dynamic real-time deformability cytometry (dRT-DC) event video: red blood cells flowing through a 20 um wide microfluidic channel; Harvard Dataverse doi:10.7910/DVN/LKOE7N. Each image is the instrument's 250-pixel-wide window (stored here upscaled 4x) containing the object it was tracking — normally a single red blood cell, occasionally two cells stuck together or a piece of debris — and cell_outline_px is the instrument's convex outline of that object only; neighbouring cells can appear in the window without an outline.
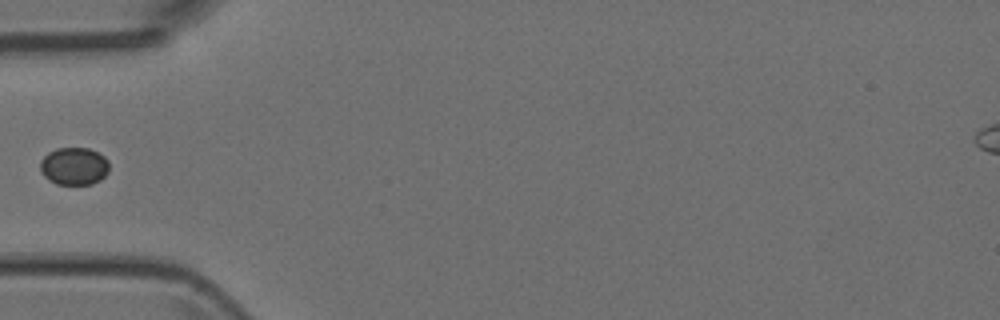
{"species": "Egyptian fruit bat (a non-hibernating species)", "species_latin": "Rousettus aegyptiacus", "temperature_condition": "room temperature", "stored_images_in_passage": 35, "camera_frame_rate_fps": 3000, "um_per_image_px": 0.085, "animal": {"sex": "female"}, "frame": {"image": 1, "passage_image": 1, "time_ms": 0.0, "image_size_px": [1000, 320], "cell_outline_px": [[108, 172], [100, 180], [92, 184], [56, 184], [48, 180], [40, 172], [40, 160], [48, 152], [56, 148], [88, 148], [104, 156], [108, 160]], "centroid_in_image_um": [6.27, 14.12], "position_along_channel_um": 78.7, "area_um2": 15.2}}
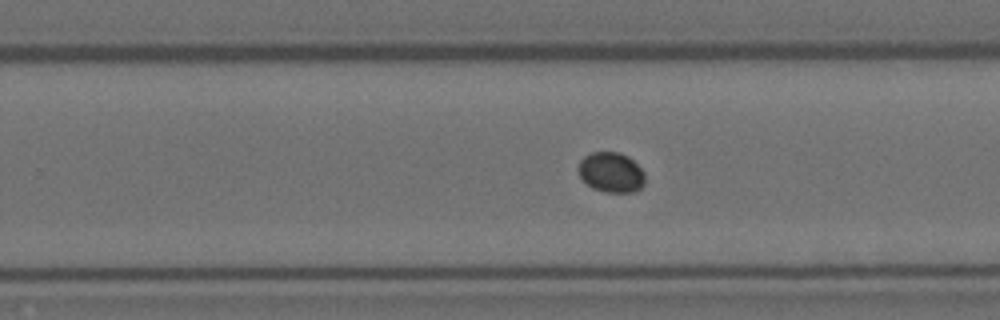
{"frame": {"image": 2, "passage_image": 16, "time_ms": 5.0, "image_size_px": [1000, 320], "cell_outline_px": [[644, 184], [636, 192], [604, 192], [592, 188], [580, 176], [580, 160], [584, 156], [592, 152], [620, 152], [628, 156], [644, 172]], "centroid_in_image_um": [51.97, 14.65], "position_along_channel_um": 277.8, "area_um2": 15.43}}
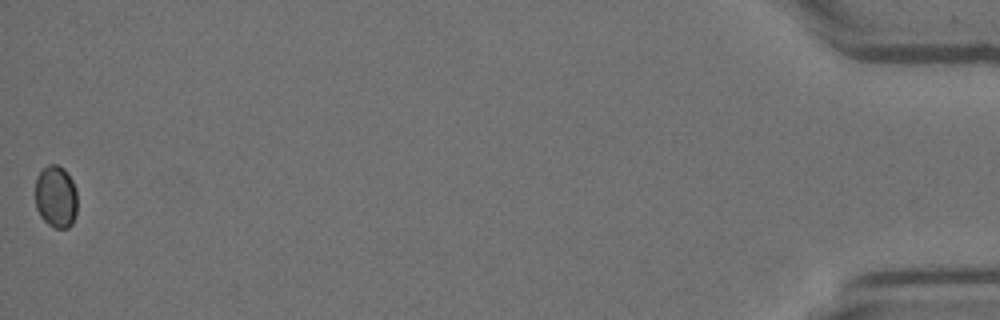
{"frame": {"image": 3, "passage_image": 35, "time_ms": 11.333, "image_size_px": [1000, 320], "cell_outline_px": [[76, 216], [72, 224], [68, 228], [56, 228], [48, 224], [40, 216], [36, 208], [36, 176], [48, 164], [56, 164], [64, 168], [68, 172], [76, 188]], "centroid_in_image_um": [4.76, 16.71], "position_along_channel_um": 430.4, "area_um2": 15.43}}